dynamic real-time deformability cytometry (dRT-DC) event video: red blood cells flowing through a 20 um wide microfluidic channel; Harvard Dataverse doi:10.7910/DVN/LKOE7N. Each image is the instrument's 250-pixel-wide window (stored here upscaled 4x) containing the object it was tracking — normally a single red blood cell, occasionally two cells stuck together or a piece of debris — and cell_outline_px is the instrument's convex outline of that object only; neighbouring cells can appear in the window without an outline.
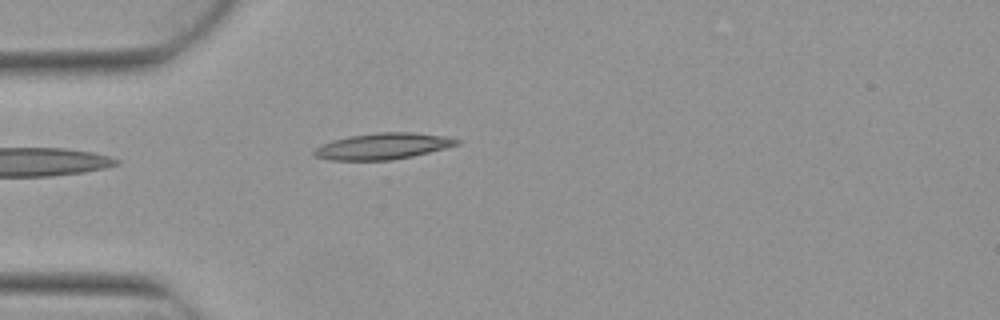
{"species": "Egyptian fruit bat (a non-hibernating species)", "species_latin": "Rousettus aegyptiacus", "temperature_condition": "warm", "stored_images_in_passage": 2, "camera_frame_rate_fps": 3000, "um_per_image_px": 0.085, "animal": {"sex": "female"}, "frame": {"image": 1, "passage_image": 2, "time_ms": 0.333, "image_size_px": [1000, 320], "cell_outline_px": [[460, 144], [412, 156], [392, 160], [332, 160], [316, 156], [312, 152], [316, 148], [332, 140], [348, 136], [376, 132], [412, 132], [448, 136], [460, 140]], "centroid_in_image_um": [32.57, 12.41], "position_along_channel_um": 52.4, "area_um2": 21.73}}